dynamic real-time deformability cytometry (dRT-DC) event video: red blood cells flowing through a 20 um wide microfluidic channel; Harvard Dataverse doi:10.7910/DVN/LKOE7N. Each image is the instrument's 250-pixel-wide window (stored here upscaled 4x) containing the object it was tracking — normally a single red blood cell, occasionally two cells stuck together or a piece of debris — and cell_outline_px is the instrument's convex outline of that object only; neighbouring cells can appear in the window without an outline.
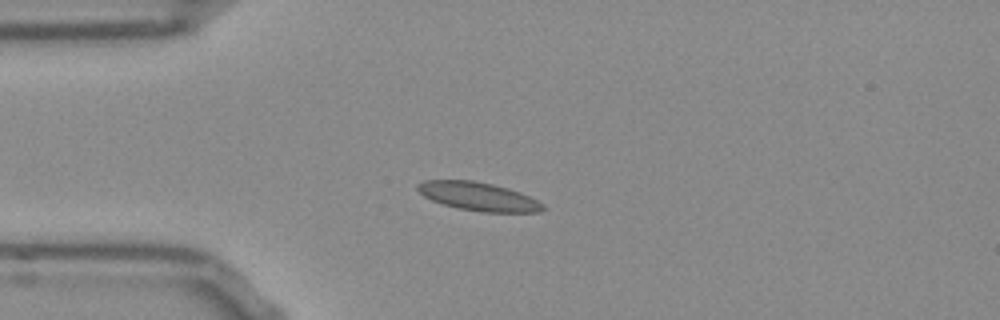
{"species": "Egyptian fruit bat (a non-hibernating species)", "species_latin": "Rousettus aegyptiacus", "temperature_condition": "room temperature", "stored_images_in_passage": 41, "camera_frame_rate_fps": 3000, "um_per_image_px": 0.085, "frame": {"image": 1, "passage_image": 1, "time_ms": 0.0, "image_size_px": [1000, 320], "cell_outline_px": [[544, 208], [540, 212], [480, 212], [456, 208], [432, 200], [424, 196], [416, 188], [416, 184], [424, 180], [472, 180], [492, 184], [508, 188], [520, 192], [544, 204]], "centroid_in_image_um": [40.64, 16.7], "position_along_channel_um": 44.4, "area_um2": 20.75}}
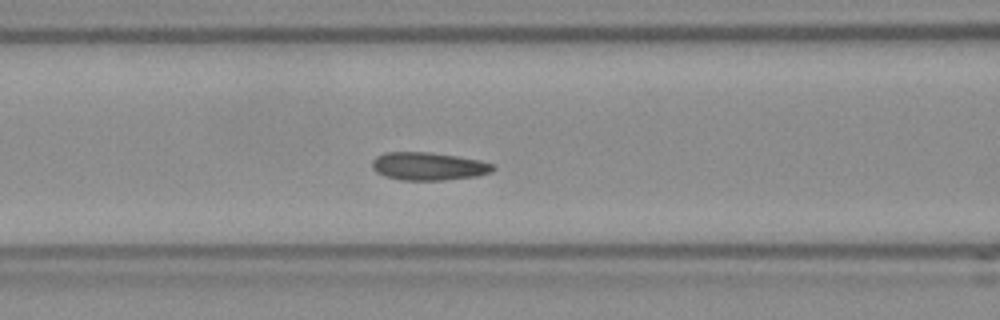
{"frame": {"image": 2, "passage_image": 9, "time_ms": 2.667, "image_size_px": [1000, 320], "cell_outline_px": [[496, 168], [488, 172], [476, 176], [444, 180], [400, 180], [384, 176], [376, 172], [372, 168], [372, 160], [376, 156], [388, 152], [428, 152], [456, 156], [480, 160], [492, 164]], "centroid_in_image_um": [36.37, 14.13], "position_along_channel_um": 130.2, "area_um2": 19.59}}
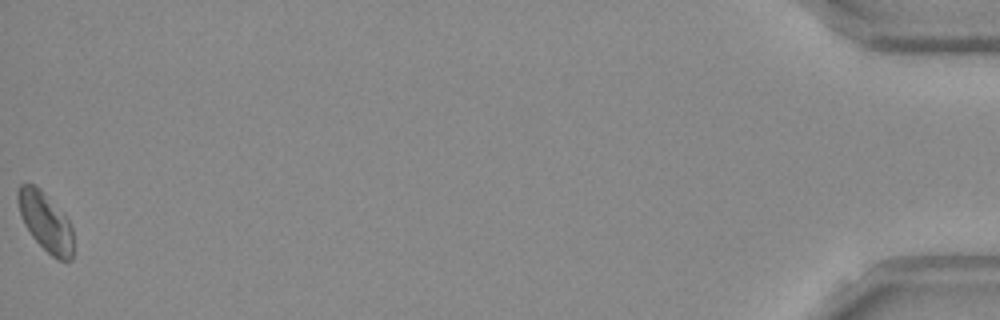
{"frame": {"image": 3, "passage_image": 41, "time_ms": 13.333, "image_size_px": [1000, 320], "cell_outline_px": [[72, 260], [56, 260], [32, 236], [24, 224], [16, 200], [16, 192], [20, 184], [32, 184], [40, 188], [68, 220], [72, 228]], "centroid_in_image_um": [3.84, 18.84], "position_along_channel_um": 431.4, "area_um2": 18.73}}